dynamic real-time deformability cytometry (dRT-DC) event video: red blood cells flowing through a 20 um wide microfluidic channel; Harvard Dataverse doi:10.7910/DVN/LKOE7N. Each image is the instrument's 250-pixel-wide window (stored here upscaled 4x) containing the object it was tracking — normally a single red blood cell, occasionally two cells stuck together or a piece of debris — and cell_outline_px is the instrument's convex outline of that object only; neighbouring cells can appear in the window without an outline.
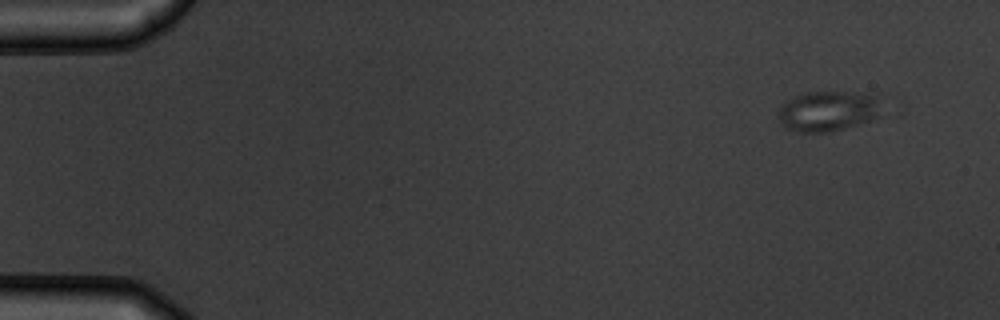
{"species": "common noctule bat (a hibernating species)", "species_latin": "Nyctalus noctula", "temperature_condition": "warm", "stored_images_in_passage": 52, "camera_frame_rate_fps": 3000, "um_per_image_px": 0.085, "animal": {"sex": "male", "body_mass_g": 19.5, "forearm_length_mm": 54.6}, "frame": {"image": 1, "passage_image": 1, "time_ms": 0.0, "image_size_px": [1000, 320], "cell_outline_px": [[876, 116], [868, 120], [844, 128], [828, 132], [800, 132], [784, 128], [780, 124], [776, 116], [784, 100], [792, 96], [808, 92], [844, 92], [872, 96], [876, 100]], "centroid_in_image_um": [70.17, 9.46], "position_along_channel_um": 14.8, "area_um2": 23.64}}
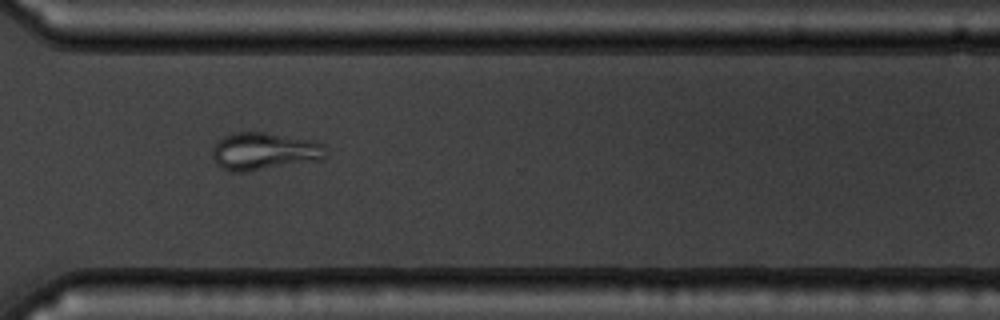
{"frame": {"image": 2, "passage_image": 38, "time_ms": 12.333, "image_size_px": [1000, 320], "cell_outline_px": [[324, 160], [248, 172], [232, 172], [224, 168], [212, 156], [212, 148], [224, 136], [236, 132], [264, 132], [312, 140], [324, 144]], "centroid_in_image_um": [22.5, 12.87], "position_along_channel_um": 348.1, "area_um2": 24.8}}
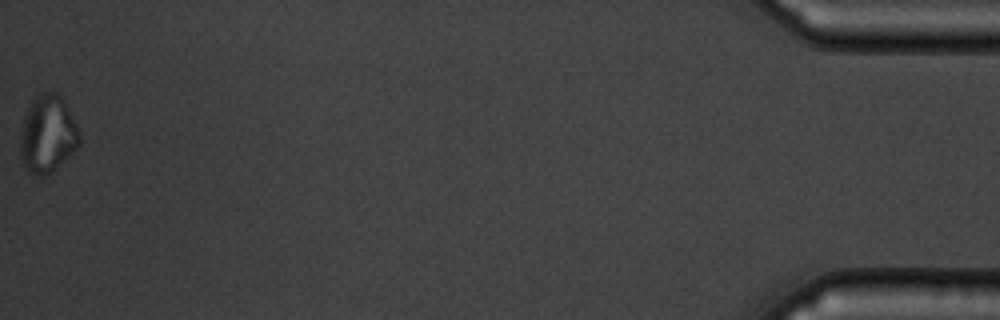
{"frame": {"image": 3, "passage_image": 52, "time_ms": 17.0, "image_size_px": [1000, 320], "cell_outline_px": [[80, 144], [68, 156], [44, 176], [32, 176], [24, 168], [20, 156], [20, 136], [24, 116], [32, 100], [40, 92], [60, 92], [80, 132]], "centroid_in_image_um": [4.02, 11.38], "position_along_channel_um": 431.2, "area_um2": 26.76}}